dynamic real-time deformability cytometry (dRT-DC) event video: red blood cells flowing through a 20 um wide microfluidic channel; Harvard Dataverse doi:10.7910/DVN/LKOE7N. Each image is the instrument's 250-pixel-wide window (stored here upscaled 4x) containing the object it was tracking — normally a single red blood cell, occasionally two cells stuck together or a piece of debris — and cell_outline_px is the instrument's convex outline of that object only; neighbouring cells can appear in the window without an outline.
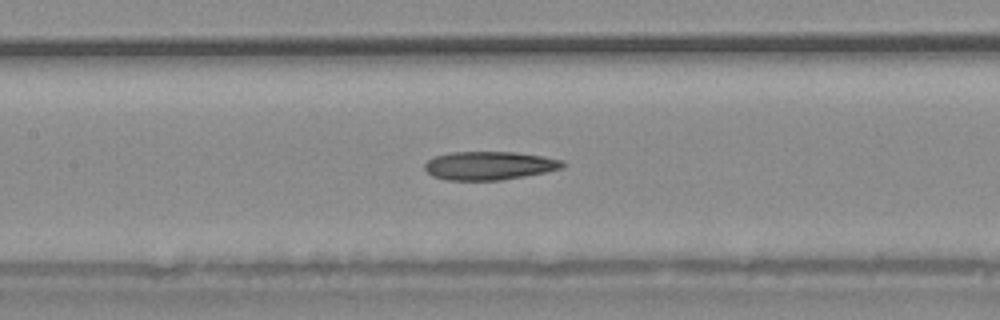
{"species": "common noctule bat (a hibernating species)", "species_latin": "Nyctalus noctula", "temperature_condition": "warm", "stored_images_in_passage": 38, "camera_frame_rate_fps": 3000, "um_per_image_px": 0.085, "animal": {"sex": "male", "body_mass_g": 20.4}, "frame": {"image": 1, "passage_image": 17, "time_ms": 5.333, "image_size_px": [1000, 320], "cell_outline_px": [[568, 164], [564, 168], [548, 172], [500, 180], [448, 180], [432, 176], [424, 168], [424, 164], [432, 156], [452, 152], [516, 152], [564, 160]], "centroid_in_image_um": [41.62, 14.07], "position_along_channel_um": 165.8, "area_um2": 23.06}}